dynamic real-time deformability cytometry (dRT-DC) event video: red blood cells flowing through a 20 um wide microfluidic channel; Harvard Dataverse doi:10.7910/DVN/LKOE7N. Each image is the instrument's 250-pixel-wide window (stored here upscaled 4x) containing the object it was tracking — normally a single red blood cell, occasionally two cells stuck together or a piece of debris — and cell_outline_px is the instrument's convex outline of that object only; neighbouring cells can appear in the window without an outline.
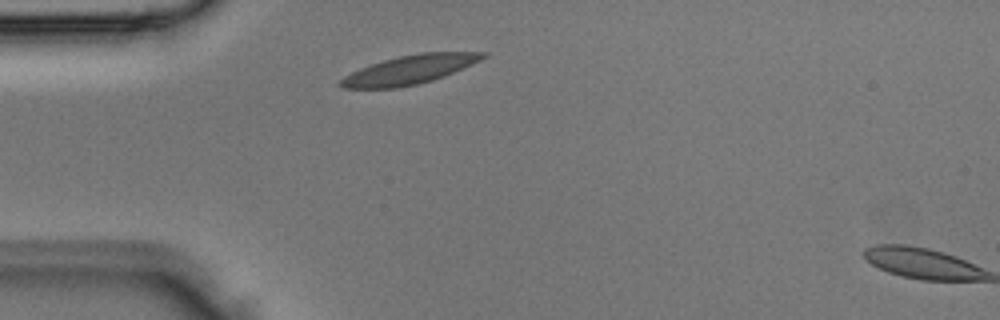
{"species": "Egyptian fruit bat (a non-hibernating species)", "species_latin": "Rousettus aegyptiacus", "temperature_condition": "room temperature", "stored_images_in_passage": 2, "segment_of_instrument_passage": [1, 2], "camera_frame_rate_fps": 3000, "um_per_image_px": 0.085, "animal": {"sex": "male"}, "frame": {"image": 1, "passage_image": 1, "time_ms": 0.0, "image_size_px": [1000, 320], "cell_outline_px": [[488, 56], [480, 60], [444, 76], [432, 80], [416, 84], [396, 88], [344, 88], [340, 84], [340, 80], [344, 76], [360, 68], [384, 60], [400, 56], [424, 52], [488, 52]], "centroid_in_image_um": [34.83, 5.92], "position_along_channel_um": 50.2, "area_um2": 23.47}}